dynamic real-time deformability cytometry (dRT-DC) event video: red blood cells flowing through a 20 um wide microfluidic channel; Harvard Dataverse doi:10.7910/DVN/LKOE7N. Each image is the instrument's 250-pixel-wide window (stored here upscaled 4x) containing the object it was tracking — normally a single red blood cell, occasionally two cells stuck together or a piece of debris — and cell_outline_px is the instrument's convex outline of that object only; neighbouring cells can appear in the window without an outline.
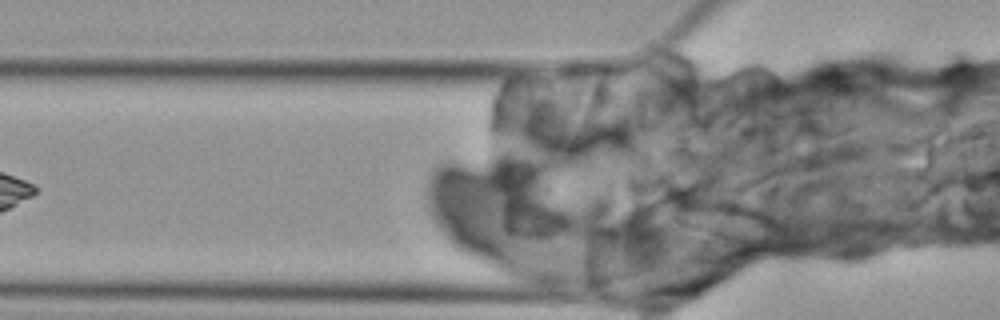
{"species": "Egyptian fruit bat (a non-hibernating species)", "species_latin": "Rousettus aegyptiacus", "temperature_condition": "cold", "stored_images_in_passage": 3, "camera_frame_rate_fps": 3000, "um_per_image_px": 0.085, "animal": {"sex": "female"}, "frame": {"image": 1, "passage_image": 3, "time_ms": 2.333, "image_size_px": [1000, 320], "cell_outline_px": [[788, 236], [768, 256], [756, 260], [708, 240], [672, 220], [664, 212], [660, 200], [680, 188], [684, 188], [740, 200], [752, 204], [768, 212], [784, 224]], "centroid_in_image_um": [61.74, 18.85], "position_along_channel_um": 64.1, "area_um2": 37.51}}